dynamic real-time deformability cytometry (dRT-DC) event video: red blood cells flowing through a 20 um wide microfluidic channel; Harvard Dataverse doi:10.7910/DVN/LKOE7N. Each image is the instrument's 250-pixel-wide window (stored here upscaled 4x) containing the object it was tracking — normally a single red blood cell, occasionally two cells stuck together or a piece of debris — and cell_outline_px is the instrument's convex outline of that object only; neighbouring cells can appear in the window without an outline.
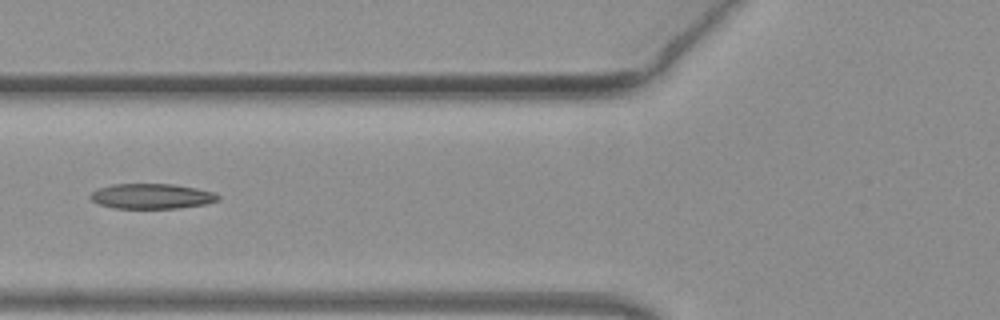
{"species": "common noctule bat (a hibernating species)", "species_latin": "Nyctalus noctula", "temperature_condition": "warm", "stored_images_in_passage": 49, "camera_frame_rate_fps": 3000, "um_per_image_px": 0.085, "animal": {"sex": "female", "body_mass_g": 19.3, "forearm_length_mm": 54.1}, "frame": {"image": 1, "passage_image": 20, "time_ms": 6.333, "image_size_px": [1000, 320], "cell_outline_px": [[220, 200], [204, 204], [180, 208], [112, 208], [100, 204], [92, 200], [88, 196], [92, 192], [100, 188], [112, 184], [172, 184], [196, 188], [216, 192], [220, 196]], "centroid_in_image_um": [12.92, 16.68], "position_along_channel_um": 112.9, "area_um2": 18.73}}
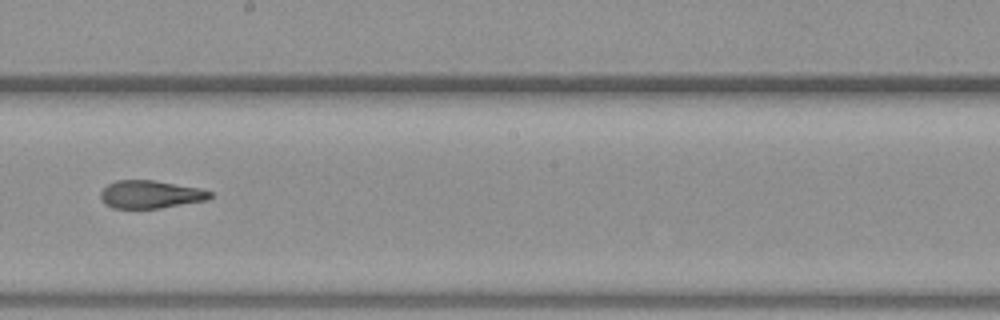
{"frame": {"image": 2, "passage_image": 29, "time_ms": 9.333, "image_size_px": [1000, 320], "cell_outline_px": [[212, 196], [208, 200], [160, 208], [112, 208], [104, 204], [100, 200], [100, 192], [108, 184], [116, 180], [152, 180], [200, 188], [212, 192]], "centroid_in_image_um": [12.77, 16.53], "position_along_channel_um": 235.4, "area_um2": 17.86}}
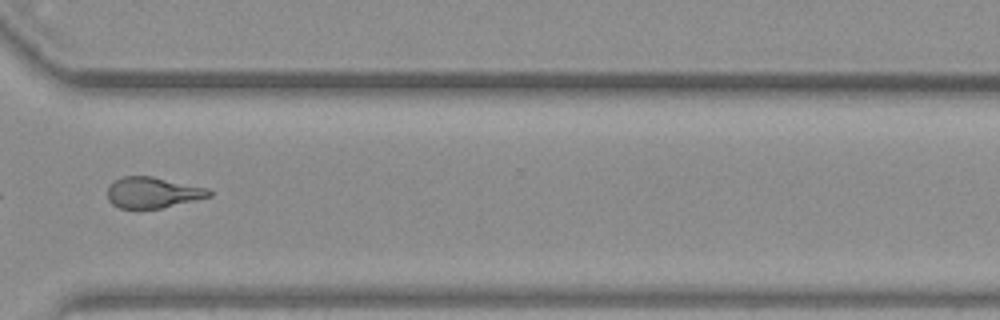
{"frame": {"image": 3, "passage_image": 38, "time_ms": 12.333, "image_size_px": [1000, 320], "cell_outline_px": [[212, 196], [196, 200], [160, 208], [120, 208], [112, 204], [108, 200], [108, 188], [116, 180], [124, 176], [152, 176], [208, 188], [212, 192]], "centroid_in_image_um": [13.01, 16.36], "position_along_channel_um": 357.6, "area_um2": 18.15}, "authors_computed_cell_mechanics": {"area_um2": 19.1896, "velocity_mm_per_s": 4.0761, "shape_relaxation_time_tau1_ms": null, "shape_relaxation_time_tau2_ms": 1.9396, "deformation_change_tau1": null, "deformation_change_tau2": 0.1108}}